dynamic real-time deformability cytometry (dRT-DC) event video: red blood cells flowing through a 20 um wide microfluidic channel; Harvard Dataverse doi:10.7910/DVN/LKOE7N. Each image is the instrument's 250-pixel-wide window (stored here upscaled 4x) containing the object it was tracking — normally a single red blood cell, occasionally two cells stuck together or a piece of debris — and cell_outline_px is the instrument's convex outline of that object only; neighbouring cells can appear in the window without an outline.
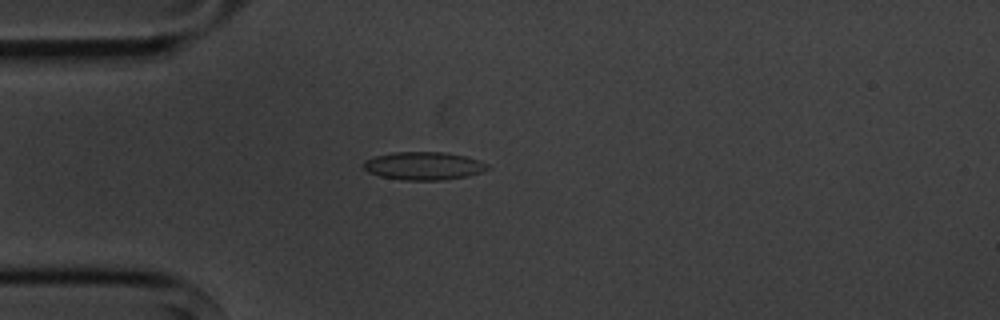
{"species": "common noctule bat (a hibernating species)", "species_latin": "Nyctalus noctula", "temperature_condition": "cold", "stored_images_in_passage": 1, "camera_frame_rate_fps": 3000, "um_per_image_px": 0.085, "animal": {"sex": "male", "body_mass_g": 20.1, "forearm_length_mm": 53.5}, "frame": {"image": 1, "passage_image": 1, "time_ms": 0.0, "image_size_px": [1000, 320], "cell_outline_px": [[492, 168], [468, 176], [444, 180], [400, 180], [380, 176], [368, 172], [360, 164], [364, 160], [376, 156], [392, 152], [444, 152], [464, 156], [480, 160], [488, 164]], "centroid_in_image_um": [36.0, 14.1], "position_along_channel_um": 49.0, "area_um2": 20.46}}